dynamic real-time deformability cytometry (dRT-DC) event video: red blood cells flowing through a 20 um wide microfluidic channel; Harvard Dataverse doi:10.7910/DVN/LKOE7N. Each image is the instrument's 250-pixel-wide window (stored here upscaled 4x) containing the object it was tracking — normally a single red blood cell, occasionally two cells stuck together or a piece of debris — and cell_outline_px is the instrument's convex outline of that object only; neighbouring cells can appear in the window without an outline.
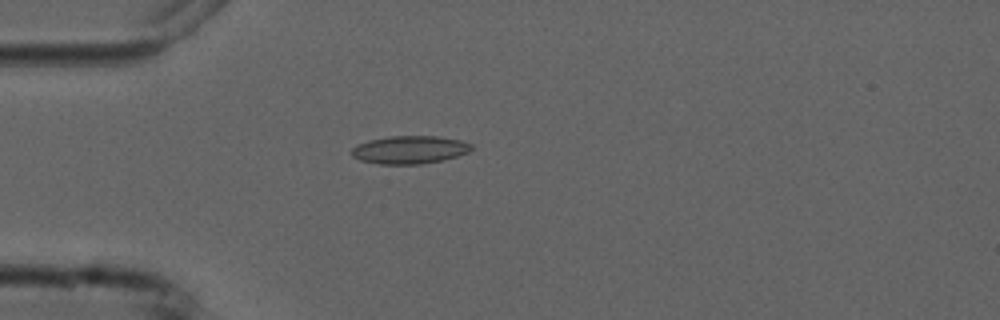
{"species": "common noctule bat (a hibernating species)", "species_latin": "Nyctalus noctula", "temperature_condition": "cold", "stored_images_in_passage": 6, "camera_frame_rate_fps": 3000, "um_per_image_px": 0.085, "animal": {"sex": "male", "forearm_length_mm": 52.5}, "frame": {"image": 1, "passage_image": 5, "time_ms": 4.667, "image_size_px": [1000, 320], "cell_outline_px": [[472, 148], [468, 152], [444, 160], [420, 164], [380, 164], [360, 160], [352, 156], [352, 148], [356, 144], [372, 140], [392, 136], [440, 136], [460, 140], [472, 144]], "centroid_in_image_um": [34.83, 12.73], "position_along_channel_um": 50.2, "area_um2": 19.42}}